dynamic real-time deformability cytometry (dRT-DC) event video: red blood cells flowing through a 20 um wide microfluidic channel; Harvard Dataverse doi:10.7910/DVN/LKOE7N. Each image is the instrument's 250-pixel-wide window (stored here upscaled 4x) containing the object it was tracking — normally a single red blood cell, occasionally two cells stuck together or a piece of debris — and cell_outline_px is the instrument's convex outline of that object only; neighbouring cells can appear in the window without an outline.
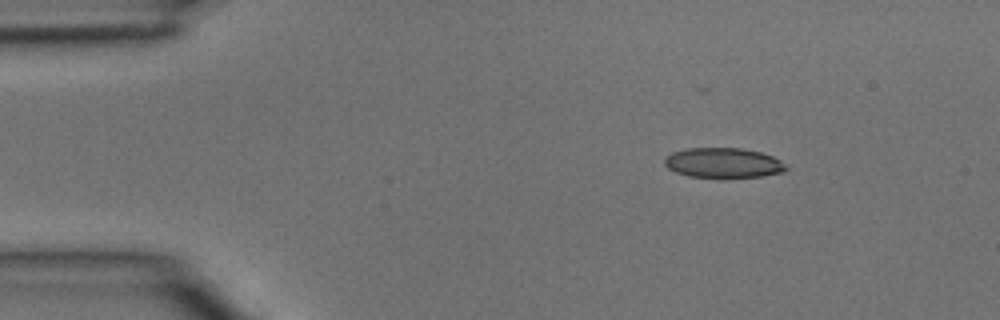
{"species": "common noctule bat (a hibernating species)", "species_latin": "Nyctalus noctula", "temperature_condition": "room temperature", "stored_images_in_passage": 4, "camera_frame_rate_fps": 3000, "um_per_image_px": 0.085, "animal": {"sex": "male", "body_mass_g": 15.6}, "frame": {"image": 1, "passage_image": 1, "time_ms": 0.0, "image_size_px": [1000, 320], "cell_outline_px": [[788, 168], [784, 172], [764, 176], [688, 176], [676, 172], [668, 168], [664, 164], [664, 160], [672, 152], [688, 148], [740, 148], [760, 152], [772, 156], [780, 160]], "centroid_in_image_um": [61.49, 13.82], "position_along_channel_um": 23.5, "area_um2": 20.81}}
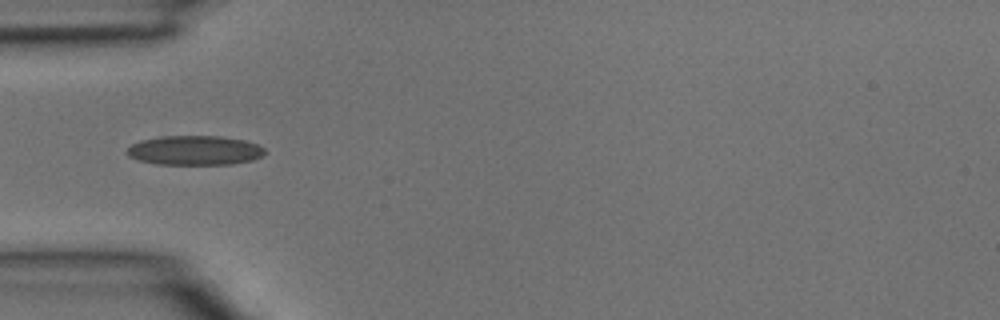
{"frame": {"image": 2, "passage_image": 3, "time_ms": 0.667, "image_size_px": [1000, 320], "cell_outline_px": [[264, 156], [252, 160], [232, 164], [156, 164], [140, 160], [128, 156], [124, 152], [132, 144], [140, 140], [160, 136], [220, 136], [244, 140], [256, 144], [264, 148]], "centroid_in_image_um": [16.53, 12.78], "position_along_channel_um": 68.5, "area_um2": 23.7}}